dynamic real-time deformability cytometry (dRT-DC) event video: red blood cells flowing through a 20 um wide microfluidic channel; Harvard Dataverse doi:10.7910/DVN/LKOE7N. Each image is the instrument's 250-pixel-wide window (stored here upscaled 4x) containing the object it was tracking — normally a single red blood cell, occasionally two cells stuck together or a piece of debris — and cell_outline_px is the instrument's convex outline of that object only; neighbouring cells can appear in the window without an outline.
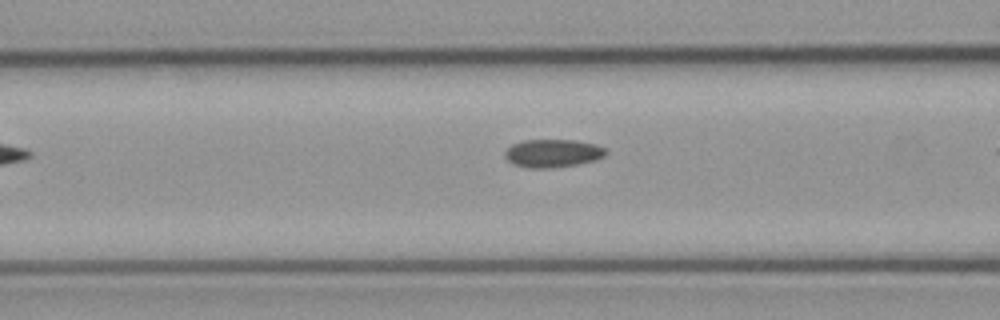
{"species": "common noctule bat (a hibernating species)", "species_latin": "Nyctalus noctula", "temperature_condition": "cold", "stored_images_in_passage": 6, "camera_frame_rate_fps": 3000, "um_per_image_px": 0.085, "animal": {"sex": "male", "body_mass_g": 23.1, "forearm_length_mm": 52.7}, "frame": {"image": 1, "passage_image": 5, "time_ms": 5.0, "image_size_px": [1000, 320], "cell_outline_px": [[608, 152], [604, 156], [596, 160], [576, 164], [548, 168], [528, 168], [512, 164], [504, 156], [504, 152], [512, 144], [524, 140], [576, 140], [596, 144], [604, 148]], "centroid_in_image_um": [46.97, 13.02], "position_along_channel_um": 119.6, "area_um2": 16.53}}